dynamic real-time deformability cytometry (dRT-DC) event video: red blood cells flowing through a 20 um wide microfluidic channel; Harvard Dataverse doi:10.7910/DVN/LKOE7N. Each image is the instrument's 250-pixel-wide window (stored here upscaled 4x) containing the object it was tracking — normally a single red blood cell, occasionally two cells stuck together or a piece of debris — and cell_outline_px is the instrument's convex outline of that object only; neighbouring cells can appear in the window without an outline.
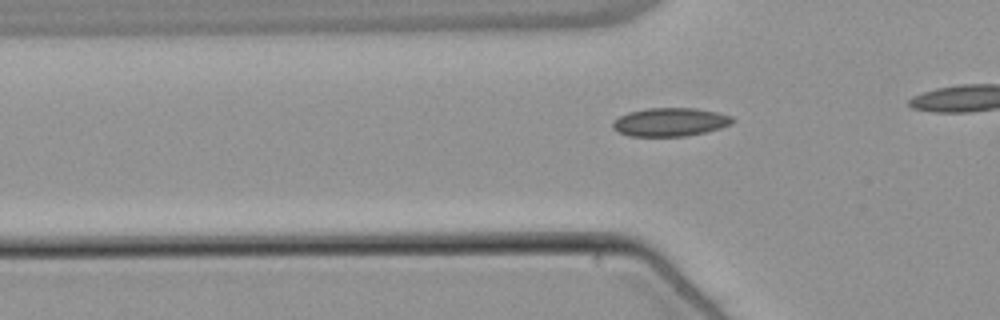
{"species": "common noctule bat (a hibernating species)", "species_latin": "Nyctalus noctula", "temperature_condition": "warm", "stored_images_in_passage": 39, "camera_frame_rate_fps": 3000, "um_per_image_px": 0.085, "animal": {"sex": "male", "body_mass_g": 21.5, "forearm_length_mm": 52.0}, "frame": {"image": 1, "passage_image": 14, "time_ms": 4.333, "image_size_px": [1000, 320], "cell_outline_px": [[736, 120], [732, 124], [720, 128], [704, 132], [684, 136], [628, 136], [612, 128], [612, 120], [628, 112], [648, 108], [696, 108], [716, 112], [732, 116]], "centroid_in_image_um": [56.96, 10.37], "position_along_channel_um": 68.8, "area_um2": 19.88}}
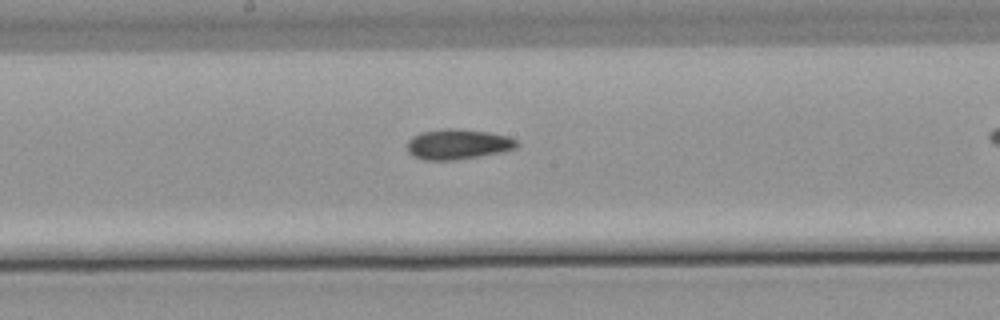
{"frame": {"image": 2, "passage_image": 25, "time_ms": 8.0, "image_size_px": [1000, 320], "cell_outline_px": [[520, 144], [516, 148], [500, 152], [456, 160], [424, 160], [412, 156], [408, 152], [408, 140], [412, 136], [420, 132], [444, 128], [452, 128], [488, 132], [508, 136], [516, 140]], "centroid_in_image_um": [38.89, 12.26], "position_along_channel_um": 209.3, "area_um2": 19.36}}
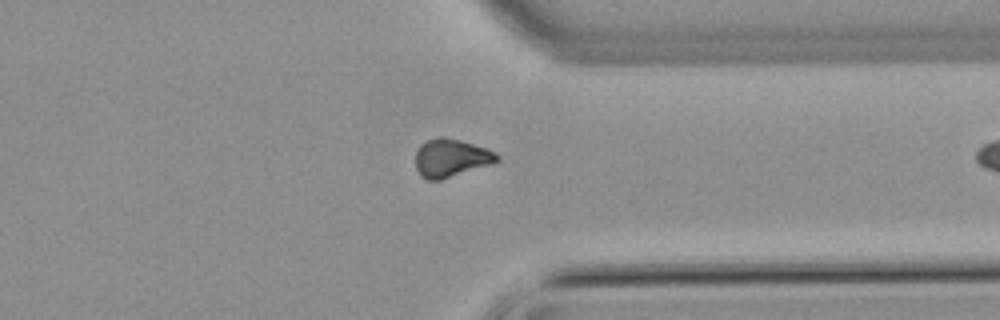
{"frame": {"image": 3, "passage_image": 38, "time_ms": 12.333, "image_size_px": [1000, 320], "cell_outline_px": [[500, 160], [492, 164], [440, 180], [428, 180], [420, 176], [416, 168], [416, 152], [420, 144], [436, 136], [444, 136], [460, 140], [488, 148], [496, 152], [500, 156]], "centroid_in_image_um": [38.35, 13.41], "position_along_channel_um": 373.0, "area_um2": 18.32}}